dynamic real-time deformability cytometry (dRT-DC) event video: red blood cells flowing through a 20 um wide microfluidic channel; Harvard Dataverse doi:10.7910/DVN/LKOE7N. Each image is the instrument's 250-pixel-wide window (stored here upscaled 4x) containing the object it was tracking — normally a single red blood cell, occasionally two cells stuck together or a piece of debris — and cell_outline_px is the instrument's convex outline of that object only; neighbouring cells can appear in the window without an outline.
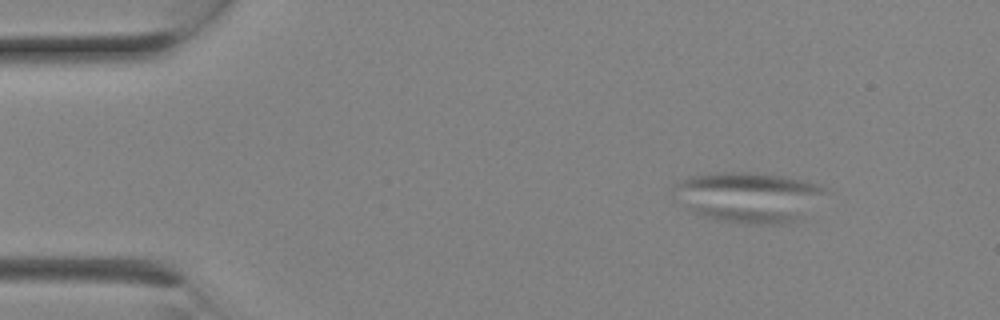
{"species": "Egyptian fruit bat (a non-hibernating species)", "species_latin": "Rousettus aegyptiacus", "temperature_condition": "room temperature", "stored_images_in_passage": 4, "camera_frame_rate_fps": 3000, "um_per_image_px": 0.085, "animal": {"sex": "female"}, "frame": {"image": 1, "passage_image": 4, "time_ms": 1.0, "image_size_px": [1000, 320], "cell_outline_px": [[832, 192], [800, 220], [788, 224], [744, 224], [720, 220], [704, 216], [688, 208], [672, 188], [680, 180], [688, 176], [716, 172], [756, 172], [784, 176], [804, 180], [820, 184]], "centroid_in_image_um": [63.77, 16.74], "position_along_channel_um": 21.2, "area_um2": 45.08}}